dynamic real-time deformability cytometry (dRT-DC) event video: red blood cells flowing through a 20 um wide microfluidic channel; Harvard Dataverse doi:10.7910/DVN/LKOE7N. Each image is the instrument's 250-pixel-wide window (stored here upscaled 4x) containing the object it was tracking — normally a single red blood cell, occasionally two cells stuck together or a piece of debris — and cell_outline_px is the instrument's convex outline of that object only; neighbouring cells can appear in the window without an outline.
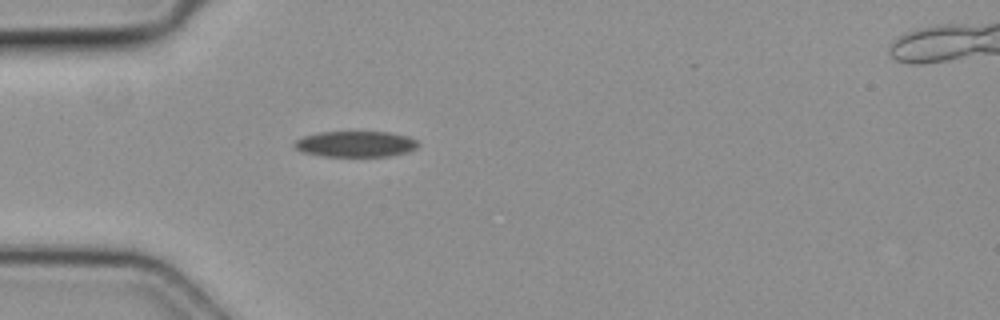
{"species": "common noctule bat (a hibernating species)", "species_latin": "Nyctalus noctula", "temperature_condition": "cold", "stored_images_in_passage": 1, "camera_frame_rate_fps": 3000, "um_per_image_px": 0.085, "animal": {"sex": "female", "body_mass_g": 19.3, "forearm_length_mm": 54.1}, "frame": {"image": 1, "passage_image": 1, "time_ms": 0.0, "image_size_px": [1000, 320], "cell_outline_px": [[420, 144], [416, 148], [408, 152], [388, 156], [324, 156], [300, 152], [292, 144], [296, 140], [304, 136], [320, 132], [392, 132], [408, 136], [416, 140]], "centroid_in_image_um": [30.23, 12.24], "position_along_channel_um": 54.8, "area_um2": 18.73}}